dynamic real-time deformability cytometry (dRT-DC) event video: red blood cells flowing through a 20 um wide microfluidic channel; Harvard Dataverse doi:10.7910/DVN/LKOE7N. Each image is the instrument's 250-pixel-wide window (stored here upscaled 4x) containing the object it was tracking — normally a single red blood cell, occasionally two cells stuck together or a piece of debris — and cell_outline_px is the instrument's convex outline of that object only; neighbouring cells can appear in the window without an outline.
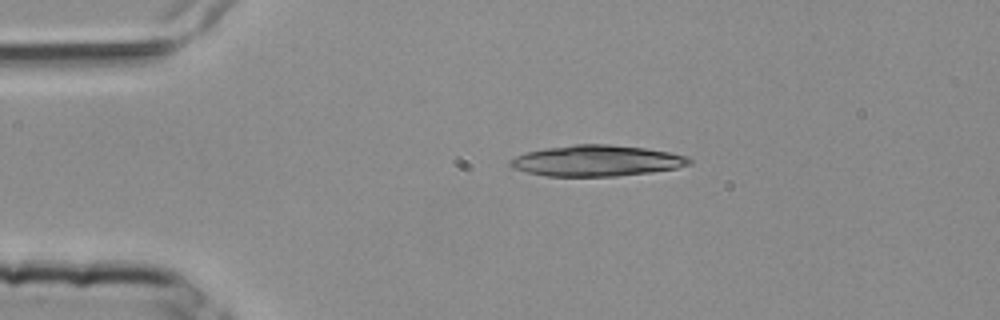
{"species": "common noctule bat (a hibernating species)", "species_latin": "Nyctalus noctula", "temperature_condition": "room temperature", "stored_images_in_passage": 4, "camera_frame_rate_fps": 3000, "um_per_image_px": 0.085, "animal": {"sex": "female", "body_mass_g": 25.1}, "frame": {"image": 1, "passage_image": 3, "time_ms": 0.667, "image_size_px": [1000, 320], "cell_outline_px": [[692, 164], [676, 168], [652, 172], [616, 176], [544, 176], [512, 168], [508, 164], [508, 160], [516, 156], [528, 152], [544, 148], [576, 144], [608, 144], [644, 148], [672, 152], [688, 156], [692, 160]], "centroid_in_image_um": [50.73, 13.66], "position_along_channel_um": 34.3, "area_um2": 32.48}}